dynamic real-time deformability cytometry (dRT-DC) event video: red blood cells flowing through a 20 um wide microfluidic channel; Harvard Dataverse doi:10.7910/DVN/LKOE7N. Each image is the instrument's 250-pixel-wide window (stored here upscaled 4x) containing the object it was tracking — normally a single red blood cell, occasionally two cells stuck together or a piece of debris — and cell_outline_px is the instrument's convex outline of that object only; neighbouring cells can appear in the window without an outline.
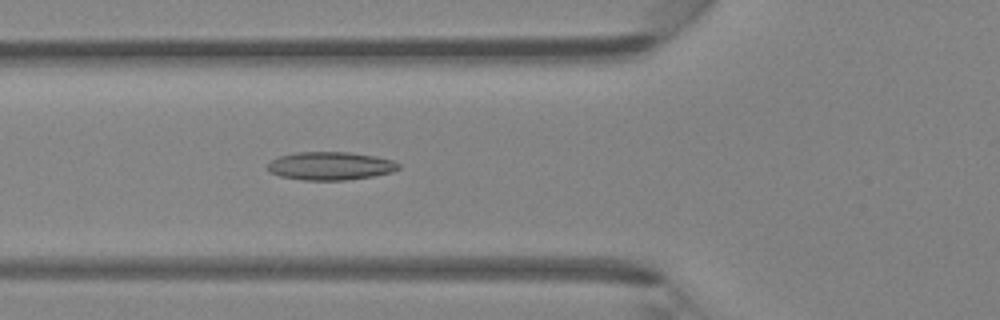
{"species": "Egyptian fruit bat (a non-hibernating species)", "species_latin": "Rousettus aegyptiacus", "temperature_condition": "room temperature", "stored_images_in_passage": 46, "camera_frame_rate_fps": 3000, "um_per_image_px": 0.085, "animal": {"sex": "female"}, "frame": {"image": 1, "passage_image": 17, "time_ms": 5.333, "image_size_px": [1000, 320], "cell_outline_px": [[400, 168], [392, 172], [372, 176], [344, 180], [304, 180], [280, 176], [268, 172], [268, 164], [272, 160], [280, 156], [296, 152], [348, 152], [376, 156], [392, 160], [400, 164]], "centroid_in_image_um": [28.08, 14.1], "position_along_channel_um": 97.7, "area_um2": 21.44}}
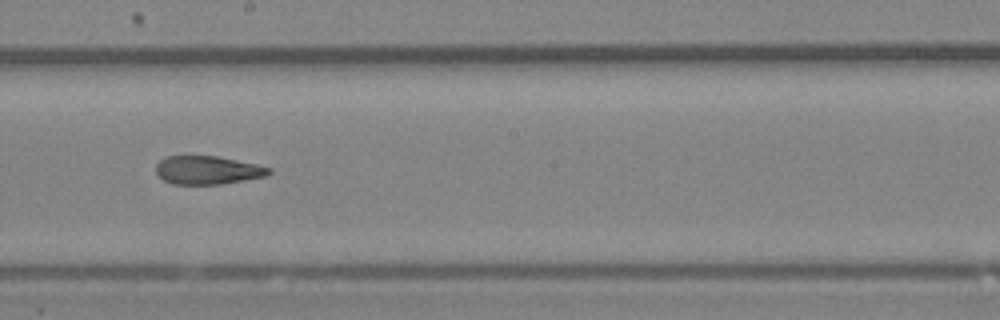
{"frame": {"image": 2, "passage_image": 26, "time_ms": 8.333, "image_size_px": [1000, 320], "cell_outline_px": [[272, 172], [264, 176], [244, 180], [220, 184], [172, 184], [164, 180], [156, 172], [156, 164], [164, 156], [216, 156], [256, 164], [272, 168]], "centroid_in_image_um": [17.63, 14.46], "position_along_channel_um": 230.6, "area_um2": 18.55}}
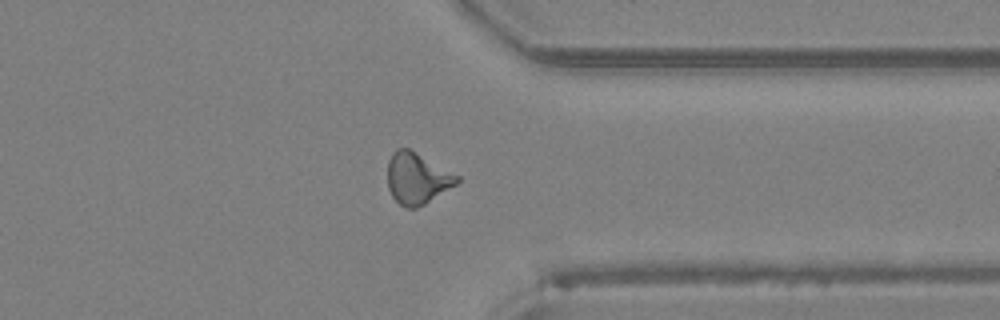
{"frame": {"image": 3, "passage_image": 36, "time_ms": 11.667, "image_size_px": [1000, 320], "cell_outline_px": [[460, 180], [456, 184], [424, 204], [416, 208], [404, 208], [392, 196], [388, 188], [388, 160], [392, 152], [396, 148], [408, 148], [460, 176]], "centroid_in_image_um": [35.43, 15.15], "position_along_channel_um": 376.0, "area_um2": 20.58}}